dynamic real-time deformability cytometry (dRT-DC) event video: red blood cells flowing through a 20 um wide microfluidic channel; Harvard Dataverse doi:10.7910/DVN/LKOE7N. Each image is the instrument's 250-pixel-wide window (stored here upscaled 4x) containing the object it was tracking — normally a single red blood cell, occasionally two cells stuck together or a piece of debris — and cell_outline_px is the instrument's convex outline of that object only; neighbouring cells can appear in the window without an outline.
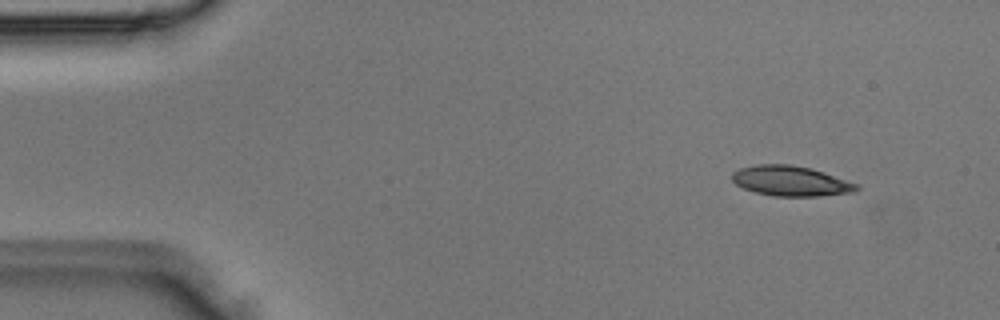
{"species": "Egyptian fruit bat (a non-hibernating species)", "species_latin": "Rousettus aegyptiacus", "temperature_condition": "room temperature", "stored_images_in_passage": 4, "camera_frame_rate_fps": 3000, "um_per_image_px": 0.085, "animal": {"sex": "male"}, "frame": {"image": 1, "passage_image": 2, "time_ms": 0.333, "image_size_px": [1000, 320], "cell_outline_px": [[860, 188], [856, 192], [820, 196], [772, 196], [756, 192], [744, 188], [736, 184], [732, 180], [732, 172], [740, 168], [756, 164], [788, 164], [812, 168], [860, 184]], "centroid_in_image_um": [67.26, 15.38], "position_along_channel_um": 17.7, "area_um2": 22.08}}
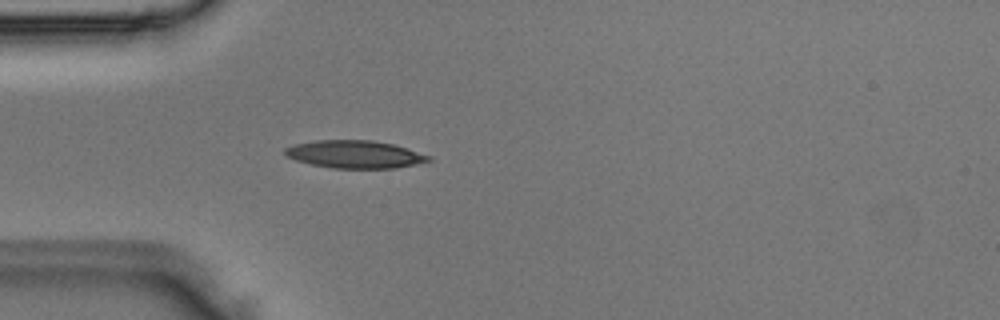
{"frame": {"image": 2, "passage_image": 4, "time_ms": 1.0, "image_size_px": [1000, 320], "cell_outline_px": [[432, 160], [416, 164], [396, 168], [332, 168], [312, 164], [296, 160], [288, 156], [284, 152], [284, 148], [292, 144], [316, 140], [372, 140], [392, 144], [408, 148], [432, 156]], "centroid_in_image_um": [30.18, 13.11], "position_along_channel_um": 54.8, "area_um2": 23.24}}